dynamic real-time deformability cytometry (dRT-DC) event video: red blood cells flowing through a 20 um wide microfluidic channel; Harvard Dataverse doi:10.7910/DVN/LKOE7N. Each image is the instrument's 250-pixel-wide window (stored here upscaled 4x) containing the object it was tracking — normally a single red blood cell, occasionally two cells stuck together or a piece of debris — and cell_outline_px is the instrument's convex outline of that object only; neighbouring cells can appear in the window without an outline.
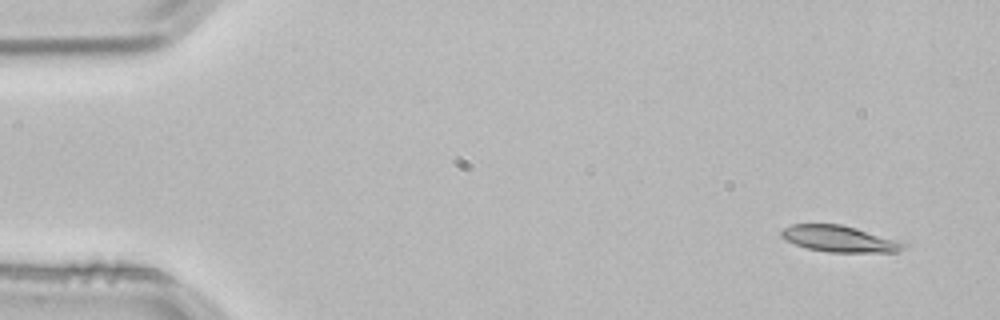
{"species": "common noctule bat (a hibernating species)", "species_latin": "Nyctalus noctula", "temperature_condition": "room temperature", "stored_images_in_passage": 4, "camera_frame_rate_fps": 3000, "um_per_image_px": 0.085, "animal": {"sex": "male", "body_mass_g": 21.5, "forearm_length_mm": 52.0}, "frame": {"image": 1, "passage_image": 1, "time_ms": 0.0, "image_size_px": [1000, 320], "cell_outline_px": [[912, 244], [908, 248], [896, 252], [828, 252], [808, 248], [784, 240], [780, 236], [780, 232], [784, 228], [792, 224], [840, 224], [908, 240]], "centroid_in_image_um": [71.54, 20.3], "position_along_channel_um": 13.5, "area_um2": 19.54}}
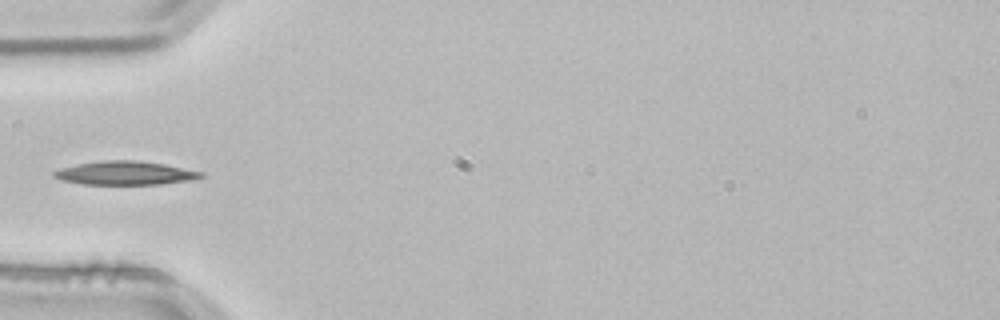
{"frame": {"image": 2, "passage_image": 4, "time_ms": 1.0, "image_size_px": [1000, 320], "cell_outline_px": [[204, 176], [188, 180], [160, 184], [84, 184], [60, 180], [52, 176], [52, 172], [60, 168], [76, 164], [104, 160], [136, 160], [164, 164], [204, 172]], "centroid_in_image_um": [10.59, 14.7], "position_along_channel_um": 74.4, "area_um2": 20.17}}